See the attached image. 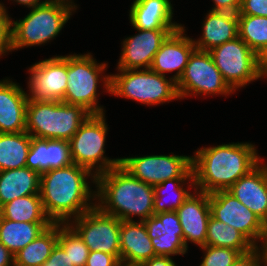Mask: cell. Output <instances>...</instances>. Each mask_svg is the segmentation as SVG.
<instances>
[{
    "label": "cell",
    "instance_id": "obj_1",
    "mask_svg": "<svg viewBox=\"0 0 267 266\" xmlns=\"http://www.w3.org/2000/svg\"><path fill=\"white\" fill-rule=\"evenodd\" d=\"M93 174L87 168L72 163L40 175L39 194L45 213L53 223L67 224L72 217H79L96 206L89 202L96 199V191L92 192L87 182L91 176L96 183V175Z\"/></svg>",
    "mask_w": 267,
    "mask_h": 266
},
{
    "label": "cell",
    "instance_id": "obj_2",
    "mask_svg": "<svg viewBox=\"0 0 267 266\" xmlns=\"http://www.w3.org/2000/svg\"><path fill=\"white\" fill-rule=\"evenodd\" d=\"M192 156V174L197 191L228 190L258 163L260 156L251 143H230L200 148Z\"/></svg>",
    "mask_w": 267,
    "mask_h": 266
},
{
    "label": "cell",
    "instance_id": "obj_3",
    "mask_svg": "<svg viewBox=\"0 0 267 266\" xmlns=\"http://www.w3.org/2000/svg\"><path fill=\"white\" fill-rule=\"evenodd\" d=\"M96 206L121 221H132V215L144 221L154 214L153 186L133 177L121 165L96 176ZM101 202V203H100Z\"/></svg>",
    "mask_w": 267,
    "mask_h": 266
},
{
    "label": "cell",
    "instance_id": "obj_4",
    "mask_svg": "<svg viewBox=\"0 0 267 266\" xmlns=\"http://www.w3.org/2000/svg\"><path fill=\"white\" fill-rule=\"evenodd\" d=\"M89 115L82 106L29 99L25 131L36 138L69 141Z\"/></svg>",
    "mask_w": 267,
    "mask_h": 266
},
{
    "label": "cell",
    "instance_id": "obj_5",
    "mask_svg": "<svg viewBox=\"0 0 267 266\" xmlns=\"http://www.w3.org/2000/svg\"><path fill=\"white\" fill-rule=\"evenodd\" d=\"M71 1L51 0L32 8L24 19L11 21L12 50L41 45L54 39L77 9Z\"/></svg>",
    "mask_w": 267,
    "mask_h": 266
},
{
    "label": "cell",
    "instance_id": "obj_6",
    "mask_svg": "<svg viewBox=\"0 0 267 266\" xmlns=\"http://www.w3.org/2000/svg\"><path fill=\"white\" fill-rule=\"evenodd\" d=\"M119 74L103 77L104 87L110 94L155 105L179 99L176 82L150 68L118 70Z\"/></svg>",
    "mask_w": 267,
    "mask_h": 266
},
{
    "label": "cell",
    "instance_id": "obj_7",
    "mask_svg": "<svg viewBox=\"0 0 267 266\" xmlns=\"http://www.w3.org/2000/svg\"><path fill=\"white\" fill-rule=\"evenodd\" d=\"M104 117V113L89 115L69 140L72 163L90 171L96 168L94 172L96 176L121 165V158L108 159L104 156L108 131Z\"/></svg>",
    "mask_w": 267,
    "mask_h": 266
},
{
    "label": "cell",
    "instance_id": "obj_8",
    "mask_svg": "<svg viewBox=\"0 0 267 266\" xmlns=\"http://www.w3.org/2000/svg\"><path fill=\"white\" fill-rule=\"evenodd\" d=\"M93 56L67 55V88L62 102L82 106L90 114H103L98 106L97 84L99 74L107 67L105 63L97 64Z\"/></svg>",
    "mask_w": 267,
    "mask_h": 266
},
{
    "label": "cell",
    "instance_id": "obj_9",
    "mask_svg": "<svg viewBox=\"0 0 267 266\" xmlns=\"http://www.w3.org/2000/svg\"><path fill=\"white\" fill-rule=\"evenodd\" d=\"M224 80L235 91L258 78V55L238 36L209 51Z\"/></svg>",
    "mask_w": 267,
    "mask_h": 266
},
{
    "label": "cell",
    "instance_id": "obj_10",
    "mask_svg": "<svg viewBox=\"0 0 267 266\" xmlns=\"http://www.w3.org/2000/svg\"><path fill=\"white\" fill-rule=\"evenodd\" d=\"M179 98L191 95H227L234 90L224 80L208 51L195 49L176 83Z\"/></svg>",
    "mask_w": 267,
    "mask_h": 266
},
{
    "label": "cell",
    "instance_id": "obj_11",
    "mask_svg": "<svg viewBox=\"0 0 267 266\" xmlns=\"http://www.w3.org/2000/svg\"><path fill=\"white\" fill-rule=\"evenodd\" d=\"M72 219L75 221L67 224L90 251L105 252L120 260V219L103 213L97 206Z\"/></svg>",
    "mask_w": 267,
    "mask_h": 266
},
{
    "label": "cell",
    "instance_id": "obj_12",
    "mask_svg": "<svg viewBox=\"0 0 267 266\" xmlns=\"http://www.w3.org/2000/svg\"><path fill=\"white\" fill-rule=\"evenodd\" d=\"M211 215L243 234L255 247L267 236V225L227 190L209 194Z\"/></svg>",
    "mask_w": 267,
    "mask_h": 266
},
{
    "label": "cell",
    "instance_id": "obj_13",
    "mask_svg": "<svg viewBox=\"0 0 267 266\" xmlns=\"http://www.w3.org/2000/svg\"><path fill=\"white\" fill-rule=\"evenodd\" d=\"M121 166L133 177L151 186L173 178H194L192 157L150 155L121 158Z\"/></svg>",
    "mask_w": 267,
    "mask_h": 266
},
{
    "label": "cell",
    "instance_id": "obj_14",
    "mask_svg": "<svg viewBox=\"0 0 267 266\" xmlns=\"http://www.w3.org/2000/svg\"><path fill=\"white\" fill-rule=\"evenodd\" d=\"M29 99L62 101L67 88V56H54L29 68Z\"/></svg>",
    "mask_w": 267,
    "mask_h": 266
},
{
    "label": "cell",
    "instance_id": "obj_15",
    "mask_svg": "<svg viewBox=\"0 0 267 266\" xmlns=\"http://www.w3.org/2000/svg\"><path fill=\"white\" fill-rule=\"evenodd\" d=\"M136 30L139 34L123 41L118 70L150 68L162 43L172 32L178 29Z\"/></svg>",
    "mask_w": 267,
    "mask_h": 266
},
{
    "label": "cell",
    "instance_id": "obj_16",
    "mask_svg": "<svg viewBox=\"0 0 267 266\" xmlns=\"http://www.w3.org/2000/svg\"><path fill=\"white\" fill-rule=\"evenodd\" d=\"M198 193L195 191L196 195L190 194L176 210L187 248L189 241L200 247L206 245L207 225L211 217L209 194L202 191Z\"/></svg>",
    "mask_w": 267,
    "mask_h": 266
},
{
    "label": "cell",
    "instance_id": "obj_17",
    "mask_svg": "<svg viewBox=\"0 0 267 266\" xmlns=\"http://www.w3.org/2000/svg\"><path fill=\"white\" fill-rule=\"evenodd\" d=\"M227 191L267 225V164L258 163Z\"/></svg>",
    "mask_w": 267,
    "mask_h": 266
},
{
    "label": "cell",
    "instance_id": "obj_18",
    "mask_svg": "<svg viewBox=\"0 0 267 266\" xmlns=\"http://www.w3.org/2000/svg\"><path fill=\"white\" fill-rule=\"evenodd\" d=\"M184 29L182 26L167 37L155 54L150 67L152 71L164 76L165 72L177 70L172 78L176 83L182 76L190 55L196 49L192 38L184 36Z\"/></svg>",
    "mask_w": 267,
    "mask_h": 266
},
{
    "label": "cell",
    "instance_id": "obj_19",
    "mask_svg": "<svg viewBox=\"0 0 267 266\" xmlns=\"http://www.w3.org/2000/svg\"><path fill=\"white\" fill-rule=\"evenodd\" d=\"M28 100V94L15 82L0 81V133L25 131Z\"/></svg>",
    "mask_w": 267,
    "mask_h": 266
},
{
    "label": "cell",
    "instance_id": "obj_20",
    "mask_svg": "<svg viewBox=\"0 0 267 266\" xmlns=\"http://www.w3.org/2000/svg\"><path fill=\"white\" fill-rule=\"evenodd\" d=\"M155 250L143 221H121L120 261L122 266H140L155 257Z\"/></svg>",
    "mask_w": 267,
    "mask_h": 266
},
{
    "label": "cell",
    "instance_id": "obj_21",
    "mask_svg": "<svg viewBox=\"0 0 267 266\" xmlns=\"http://www.w3.org/2000/svg\"><path fill=\"white\" fill-rule=\"evenodd\" d=\"M72 164L67 140L42 139L31 136L26 167L39 174Z\"/></svg>",
    "mask_w": 267,
    "mask_h": 266
},
{
    "label": "cell",
    "instance_id": "obj_22",
    "mask_svg": "<svg viewBox=\"0 0 267 266\" xmlns=\"http://www.w3.org/2000/svg\"><path fill=\"white\" fill-rule=\"evenodd\" d=\"M173 7L170 0H135L130 8V21L135 29H180L172 23Z\"/></svg>",
    "mask_w": 267,
    "mask_h": 266
},
{
    "label": "cell",
    "instance_id": "obj_23",
    "mask_svg": "<svg viewBox=\"0 0 267 266\" xmlns=\"http://www.w3.org/2000/svg\"><path fill=\"white\" fill-rule=\"evenodd\" d=\"M203 23V35L193 40L196 49L211 51L213 48L238 37V15L231 12L209 11Z\"/></svg>",
    "mask_w": 267,
    "mask_h": 266
},
{
    "label": "cell",
    "instance_id": "obj_24",
    "mask_svg": "<svg viewBox=\"0 0 267 266\" xmlns=\"http://www.w3.org/2000/svg\"><path fill=\"white\" fill-rule=\"evenodd\" d=\"M40 175L28 167L0 171V208L23 196L40 195Z\"/></svg>",
    "mask_w": 267,
    "mask_h": 266
},
{
    "label": "cell",
    "instance_id": "obj_25",
    "mask_svg": "<svg viewBox=\"0 0 267 266\" xmlns=\"http://www.w3.org/2000/svg\"><path fill=\"white\" fill-rule=\"evenodd\" d=\"M53 223L15 222L0 215V242L15 255Z\"/></svg>",
    "mask_w": 267,
    "mask_h": 266
},
{
    "label": "cell",
    "instance_id": "obj_26",
    "mask_svg": "<svg viewBox=\"0 0 267 266\" xmlns=\"http://www.w3.org/2000/svg\"><path fill=\"white\" fill-rule=\"evenodd\" d=\"M58 236L59 223H53L14 255V264L17 266H41L56 246Z\"/></svg>",
    "mask_w": 267,
    "mask_h": 266
},
{
    "label": "cell",
    "instance_id": "obj_27",
    "mask_svg": "<svg viewBox=\"0 0 267 266\" xmlns=\"http://www.w3.org/2000/svg\"><path fill=\"white\" fill-rule=\"evenodd\" d=\"M31 135L24 132L0 133V171L26 167Z\"/></svg>",
    "mask_w": 267,
    "mask_h": 266
},
{
    "label": "cell",
    "instance_id": "obj_28",
    "mask_svg": "<svg viewBox=\"0 0 267 266\" xmlns=\"http://www.w3.org/2000/svg\"><path fill=\"white\" fill-rule=\"evenodd\" d=\"M0 215L15 222L53 223L45 213L40 195H27L8 202L0 208Z\"/></svg>",
    "mask_w": 267,
    "mask_h": 266
},
{
    "label": "cell",
    "instance_id": "obj_29",
    "mask_svg": "<svg viewBox=\"0 0 267 266\" xmlns=\"http://www.w3.org/2000/svg\"><path fill=\"white\" fill-rule=\"evenodd\" d=\"M206 245L232 248L241 254L255 246L238 230L215 219L212 215L208 220Z\"/></svg>",
    "mask_w": 267,
    "mask_h": 266
},
{
    "label": "cell",
    "instance_id": "obj_30",
    "mask_svg": "<svg viewBox=\"0 0 267 266\" xmlns=\"http://www.w3.org/2000/svg\"><path fill=\"white\" fill-rule=\"evenodd\" d=\"M238 36L257 55L267 51V17L238 15Z\"/></svg>",
    "mask_w": 267,
    "mask_h": 266
},
{
    "label": "cell",
    "instance_id": "obj_31",
    "mask_svg": "<svg viewBox=\"0 0 267 266\" xmlns=\"http://www.w3.org/2000/svg\"><path fill=\"white\" fill-rule=\"evenodd\" d=\"M190 180V187L195 186L194 178H173L168 179L166 181H163L161 184H157L153 186L154 189V214L162 213V212H171L176 211L183 203L184 201L190 196V192L188 190L186 191L183 188V183L186 180ZM182 183V184H180ZM173 186V189L175 190L173 195L175 196V201H172L171 204L164 203V196L167 195L168 186ZM182 185V186H181ZM192 185V186H191ZM163 191H166L163 193Z\"/></svg>",
    "mask_w": 267,
    "mask_h": 266
},
{
    "label": "cell",
    "instance_id": "obj_32",
    "mask_svg": "<svg viewBox=\"0 0 267 266\" xmlns=\"http://www.w3.org/2000/svg\"><path fill=\"white\" fill-rule=\"evenodd\" d=\"M57 244L68 254L73 266H85L90 250L68 224L59 223Z\"/></svg>",
    "mask_w": 267,
    "mask_h": 266
},
{
    "label": "cell",
    "instance_id": "obj_33",
    "mask_svg": "<svg viewBox=\"0 0 267 266\" xmlns=\"http://www.w3.org/2000/svg\"><path fill=\"white\" fill-rule=\"evenodd\" d=\"M143 222L151 239L161 235H183V229L176 211L153 214Z\"/></svg>",
    "mask_w": 267,
    "mask_h": 266
},
{
    "label": "cell",
    "instance_id": "obj_34",
    "mask_svg": "<svg viewBox=\"0 0 267 266\" xmlns=\"http://www.w3.org/2000/svg\"><path fill=\"white\" fill-rule=\"evenodd\" d=\"M200 248L205 251L200 266H231L241 254L232 248L214 247L210 245H205Z\"/></svg>",
    "mask_w": 267,
    "mask_h": 266
},
{
    "label": "cell",
    "instance_id": "obj_35",
    "mask_svg": "<svg viewBox=\"0 0 267 266\" xmlns=\"http://www.w3.org/2000/svg\"><path fill=\"white\" fill-rule=\"evenodd\" d=\"M156 256L184 255L187 247L183 241V235H161L151 239Z\"/></svg>",
    "mask_w": 267,
    "mask_h": 266
},
{
    "label": "cell",
    "instance_id": "obj_36",
    "mask_svg": "<svg viewBox=\"0 0 267 266\" xmlns=\"http://www.w3.org/2000/svg\"><path fill=\"white\" fill-rule=\"evenodd\" d=\"M4 4L0 3V56L12 51L11 45V19Z\"/></svg>",
    "mask_w": 267,
    "mask_h": 266
},
{
    "label": "cell",
    "instance_id": "obj_37",
    "mask_svg": "<svg viewBox=\"0 0 267 266\" xmlns=\"http://www.w3.org/2000/svg\"><path fill=\"white\" fill-rule=\"evenodd\" d=\"M261 248V250L259 249ZM260 250V251H259ZM265 260V251L262 247H254L250 251L238 256L231 266H262Z\"/></svg>",
    "mask_w": 267,
    "mask_h": 266
},
{
    "label": "cell",
    "instance_id": "obj_38",
    "mask_svg": "<svg viewBox=\"0 0 267 266\" xmlns=\"http://www.w3.org/2000/svg\"><path fill=\"white\" fill-rule=\"evenodd\" d=\"M237 15L267 17V0H242Z\"/></svg>",
    "mask_w": 267,
    "mask_h": 266
},
{
    "label": "cell",
    "instance_id": "obj_39",
    "mask_svg": "<svg viewBox=\"0 0 267 266\" xmlns=\"http://www.w3.org/2000/svg\"><path fill=\"white\" fill-rule=\"evenodd\" d=\"M85 266H122L115 256L101 251H90Z\"/></svg>",
    "mask_w": 267,
    "mask_h": 266
},
{
    "label": "cell",
    "instance_id": "obj_40",
    "mask_svg": "<svg viewBox=\"0 0 267 266\" xmlns=\"http://www.w3.org/2000/svg\"><path fill=\"white\" fill-rule=\"evenodd\" d=\"M41 266H73V263L68 254L56 244L48 259Z\"/></svg>",
    "mask_w": 267,
    "mask_h": 266
},
{
    "label": "cell",
    "instance_id": "obj_41",
    "mask_svg": "<svg viewBox=\"0 0 267 266\" xmlns=\"http://www.w3.org/2000/svg\"><path fill=\"white\" fill-rule=\"evenodd\" d=\"M214 7L212 11H222V12H231L238 13L242 0H213Z\"/></svg>",
    "mask_w": 267,
    "mask_h": 266
},
{
    "label": "cell",
    "instance_id": "obj_42",
    "mask_svg": "<svg viewBox=\"0 0 267 266\" xmlns=\"http://www.w3.org/2000/svg\"><path fill=\"white\" fill-rule=\"evenodd\" d=\"M140 266H176L170 256H155L144 261Z\"/></svg>",
    "mask_w": 267,
    "mask_h": 266
},
{
    "label": "cell",
    "instance_id": "obj_43",
    "mask_svg": "<svg viewBox=\"0 0 267 266\" xmlns=\"http://www.w3.org/2000/svg\"><path fill=\"white\" fill-rule=\"evenodd\" d=\"M0 266H14V255L1 242H0Z\"/></svg>",
    "mask_w": 267,
    "mask_h": 266
},
{
    "label": "cell",
    "instance_id": "obj_44",
    "mask_svg": "<svg viewBox=\"0 0 267 266\" xmlns=\"http://www.w3.org/2000/svg\"><path fill=\"white\" fill-rule=\"evenodd\" d=\"M267 76V51L258 55V78Z\"/></svg>",
    "mask_w": 267,
    "mask_h": 266
},
{
    "label": "cell",
    "instance_id": "obj_45",
    "mask_svg": "<svg viewBox=\"0 0 267 266\" xmlns=\"http://www.w3.org/2000/svg\"><path fill=\"white\" fill-rule=\"evenodd\" d=\"M13 1H16L17 3L22 4L24 6H27L28 8H34L36 6L50 2L51 0H45L41 2L40 0H13Z\"/></svg>",
    "mask_w": 267,
    "mask_h": 266
},
{
    "label": "cell",
    "instance_id": "obj_46",
    "mask_svg": "<svg viewBox=\"0 0 267 266\" xmlns=\"http://www.w3.org/2000/svg\"><path fill=\"white\" fill-rule=\"evenodd\" d=\"M264 251H265V257L267 258V236H266V240L265 243L263 245Z\"/></svg>",
    "mask_w": 267,
    "mask_h": 266
},
{
    "label": "cell",
    "instance_id": "obj_47",
    "mask_svg": "<svg viewBox=\"0 0 267 266\" xmlns=\"http://www.w3.org/2000/svg\"><path fill=\"white\" fill-rule=\"evenodd\" d=\"M263 265L264 266H267V258L265 257V260H264V262H263Z\"/></svg>",
    "mask_w": 267,
    "mask_h": 266
}]
</instances>
